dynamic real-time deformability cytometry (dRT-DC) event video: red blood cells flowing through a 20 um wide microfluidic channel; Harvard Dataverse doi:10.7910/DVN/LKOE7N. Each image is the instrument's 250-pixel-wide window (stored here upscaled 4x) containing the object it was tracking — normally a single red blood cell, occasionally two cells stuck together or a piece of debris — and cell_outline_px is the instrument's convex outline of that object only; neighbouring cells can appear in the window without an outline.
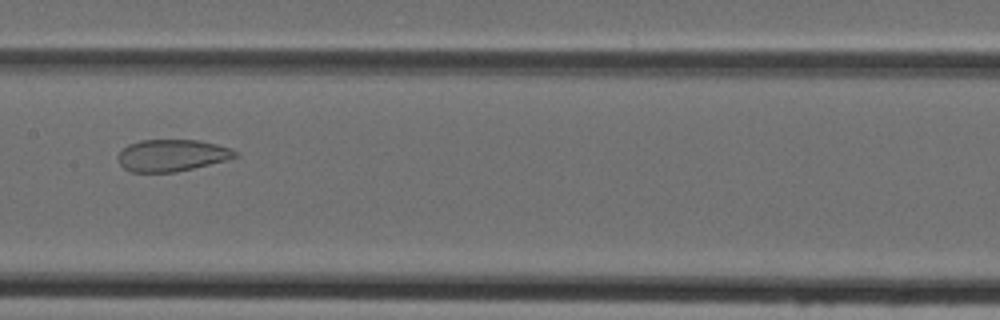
{"species": "Egyptian fruit bat (a non-hibernating species)", "species_latin": "Rousettus aegyptiacus", "temperature_condition": "cold", "stored_images_in_passage": 43, "camera_frame_rate_fps": 3000, "um_per_image_px": 0.085, "animal": {"sex": "female"}, "frame": {"image": 1, "passage_image": 20, "time_ms": 6.333, "image_size_px": [1000, 320], "cell_outline_px": [[240, 156], [228, 160], [176, 172], [132, 172], [124, 168], [120, 164], [116, 156], [128, 144], [140, 140], [200, 140], [232, 148]], "centroid_in_image_um": [14.63, 13.2], "position_along_channel_um": 192.8, "area_um2": 21.91}}
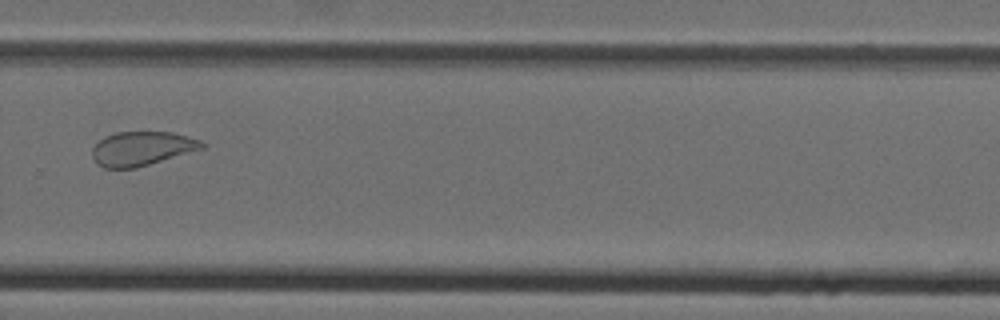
{"frame": {"image": 2, "passage_image": 29, "time_ms": 9.333, "image_size_px": [1000, 320], "cell_outline_px": [[208, 144], [204, 148], [136, 168], [104, 168], [96, 164], [92, 156], [92, 148], [104, 136], [116, 132], [172, 132], [200, 140]], "centroid_in_image_um": [12.04, 12.63], "position_along_channel_um": 317.8, "area_um2": 21.85}}
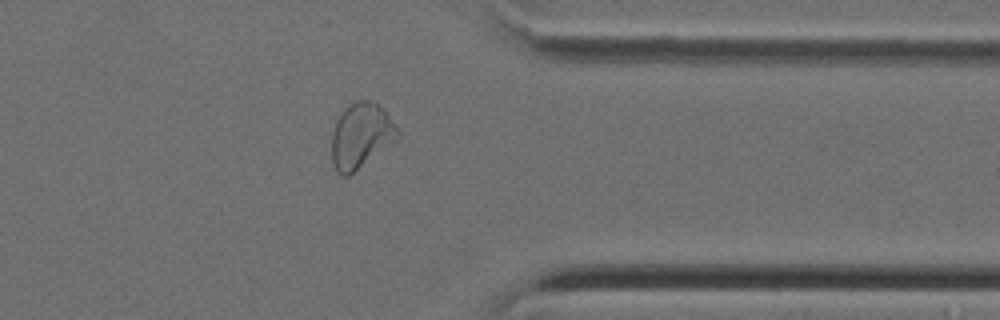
{"frame": {"image": 3, "passage_image": 34, "time_ms": 11.0, "image_size_px": [1000, 320], "cell_outline_px": [[400, 136], [348, 176], [344, 176], [336, 172], [332, 164], [332, 132], [336, 120], [340, 112], [348, 104], [356, 100], [368, 100], [376, 104], [400, 128]], "centroid_in_image_um": [30.65, 11.52], "position_along_channel_um": 380.8, "area_um2": 24.8}}